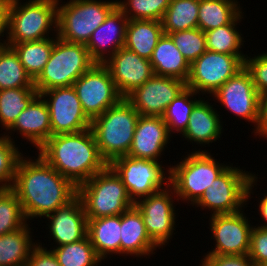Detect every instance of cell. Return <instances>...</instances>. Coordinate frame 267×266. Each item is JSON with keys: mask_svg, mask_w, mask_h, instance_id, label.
<instances>
[{"mask_svg": "<svg viewBox=\"0 0 267 266\" xmlns=\"http://www.w3.org/2000/svg\"><path fill=\"white\" fill-rule=\"evenodd\" d=\"M12 190L17 194L27 222L34 218L42 221L41 218L77 196V187L37 153L36 158L30 155L20 158Z\"/></svg>", "mask_w": 267, "mask_h": 266, "instance_id": "6da1fadb", "label": "cell"}, {"mask_svg": "<svg viewBox=\"0 0 267 266\" xmlns=\"http://www.w3.org/2000/svg\"><path fill=\"white\" fill-rule=\"evenodd\" d=\"M36 152L76 187L108 166L91 128L51 136Z\"/></svg>", "mask_w": 267, "mask_h": 266, "instance_id": "7a4b0ae2", "label": "cell"}, {"mask_svg": "<svg viewBox=\"0 0 267 266\" xmlns=\"http://www.w3.org/2000/svg\"><path fill=\"white\" fill-rule=\"evenodd\" d=\"M57 19L58 0H9L7 43L55 37Z\"/></svg>", "mask_w": 267, "mask_h": 266, "instance_id": "3957f363", "label": "cell"}, {"mask_svg": "<svg viewBox=\"0 0 267 266\" xmlns=\"http://www.w3.org/2000/svg\"><path fill=\"white\" fill-rule=\"evenodd\" d=\"M182 155L180 162L166 166L170 168L169 184L175 191L178 201L194 204L212 186L217 178L228 166L213 157L206 149L193 150ZM189 153V154H188ZM212 154V155H211Z\"/></svg>", "mask_w": 267, "mask_h": 266, "instance_id": "277c9868", "label": "cell"}, {"mask_svg": "<svg viewBox=\"0 0 267 266\" xmlns=\"http://www.w3.org/2000/svg\"><path fill=\"white\" fill-rule=\"evenodd\" d=\"M139 117V112L122 98L91 121L100 154L108 164L117 157L128 155Z\"/></svg>", "mask_w": 267, "mask_h": 266, "instance_id": "5b68a950", "label": "cell"}, {"mask_svg": "<svg viewBox=\"0 0 267 266\" xmlns=\"http://www.w3.org/2000/svg\"><path fill=\"white\" fill-rule=\"evenodd\" d=\"M258 174L248 172L230 164L208 187L195 208L211 211L216 214H231L247 207V202L253 198V188L257 186ZM255 185V186H254Z\"/></svg>", "mask_w": 267, "mask_h": 266, "instance_id": "8992f818", "label": "cell"}, {"mask_svg": "<svg viewBox=\"0 0 267 266\" xmlns=\"http://www.w3.org/2000/svg\"><path fill=\"white\" fill-rule=\"evenodd\" d=\"M87 219L121 215L134 206L123 181L108 165L77 187Z\"/></svg>", "mask_w": 267, "mask_h": 266, "instance_id": "52a82bcc", "label": "cell"}, {"mask_svg": "<svg viewBox=\"0 0 267 266\" xmlns=\"http://www.w3.org/2000/svg\"><path fill=\"white\" fill-rule=\"evenodd\" d=\"M116 6V0H58L57 36L66 42L86 45Z\"/></svg>", "mask_w": 267, "mask_h": 266, "instance_id": "ba28073f", "label": "cell"}, {"mask_svg": "<svg viewBox=\"0 0 267 266\" xmlns=\"http://www.w3.org/2000/svg\"><path fill=\"white\" fill-rule=\"evenodd\" d=\"M94 62L84 44L70 43L54 37V46L44 69L34 80L38 93L71 86Z\"/></svg>", "mask_w": 267, "mask_h": 266, "instance_id": "9c48e42d", "label": "cell"}, {"mask_svg": "<svg viewBox=\"0 0 267 266\" xmlns=\"http://www.w3.org/2000/svg\"><path fill=\"white\" fill-rule=\"evenodd\" d=\"M108 165L123 181L134 203L169 185L170 168L165 169L162 161L120 156Z\"/></svg>", "mask_w": 267, "mask_h": 266, "instance_id": "30bf717a", "label": "cell"}, {"mask_svg": "<svg viewBox=\"0 0 267 266\" xmlns=\"http://www.w3.org/2000/svg\"><path fill=\"white\" fill-rule=\"evenodd\" d=\"M246 56L207 50L190 65L186 87L210 98L228 79L245 67Z\"/></svg>", "mask_w": 267, "mask_h": 266, "instance_id": "8fae6325", "label": "cell"}, {"mask_svg": "<svg viewBox=\"0 0 267 266\" xmlns=\"http://www.w3.org/2000/svg\"><path fill=\"white\" fill-rule=\"evenodd\" d=\"M174 198V199H173ZM178 198L169 184L164 189L139 199L135 205L139 209L146 231L152 241L163 249L174 237L176 231L175 201Z\"/></svg>", "mask_w": 267, "mask_h": 266, "instance_id": "7c38bea8", "label": "cell"}, {"mask_svg": "<svg viewBox=\"0 0 267 266\" xmlns=\"http://www.w3.org/2000/svg\"><path fill=\"white\" fill-rule=\"evenodd\" d=\"M72 86L91 121L123 98L104 64L94 63Z\"/></svg>", "mask_w": 267, "mask_h": 266, "instance_id": "4fadbf2b", "label": "cell"}, {"mask_svg": "<svg viewBox=\"0 0 267 266\" xmlns=\"http://www.w3.org/2000/svg\"><path fill=\"white\" fill-rule=\"evenodd\" d=\"M244 209L231 214H216L209 217V229L214 248L205 255H244L249 253L251 225ZM215 239V240H214Z\"/></svg>", "mask_w": 267, "mask_h": 266, "instance_id": "5bb4252c", "label": "cell"}, {"mask_svg": "<svg viewBox=\"0 0 267 266\" xmlns=\"http://www.w3.org/2000/svg\"><path fill=\"white\" fill-rule=\"evenodd\" d=\"M39 95L49 110L52 136L91 128V120L84 113L72 85L46 90Z\"/></svg>", "mask_w": 267, "mask_h": 266, "instance_id": "9a60e30c", "label": "cell"}, {"mask_svg": "<svg viewBox=\"0 0 267 266\" xmlns=\"http://www.w3.org/2000/svg\"><path fill=\"white\" fill-rule=\"evenodd\" d=\"M211 100L240 119L254 124L256 130L259 120L260 95L255 88L250 72L244 67L235 76L228 79L214 94Z\"/></svg>", "mask_w": 267, "mask_h": 266, "instance_id": "2e32d148", "label": "cell"}, {"mask_svg": "<svg viewBox=\"0 0 267 266\" xmlns=\"http://www.w3.org/2000/svg\"><path fill=\"white\" fill-rule=\"evenodd\" d=\"M185 88V81L153 75L125 99L139 112L140 116L162 117L170 102Z\"/></svg>", "mask_w": 267, "mask_h": 266, "instance_id": "e0dca14e", "label": "cell"}, {"mask_svg": "<svg viewBox=\"0 0 267 266\" xmlns=\"http://www.w3.org/2000/svg\"><path fill=\"white\" fill-rule=\"evenodd\" d=\"M104 65L123 98L154 75L150 60L140 57L125 46L118 49Z\"/></svg>", "mask_w": 267, "mask_h": 266, "instance_id": "ac0fdd59", "label": "cell"}, {"mask_svg": "<svg viewBox=\"0 0 267 266\" xmlns=\"http://www.w3.org/2000/svg\"><path fill=\"white\" fill-rule=\"evenodd\" d=\"M46 225L49 235L58 247L71 244L84 239L87 236V216L81 199L76 196L67 205L58 208L47 215ZM57 244V246H56Z\"/></svg>", "mask_w": 267, "mask_h": 266, "instance_id": "d6986e66", "label": "cell"}, {"mask_svg": "<svg viewBox=\"0 0 267 266\" xmlns=\"http://www.w3.org/2000/svg\"><path fill=\"white\" fill-rule=\"evenodd\" d=\"M128 21L116 6L105 21L93 31L85 46L94 63L104 64L118 49L125 46Z\"/></svg>", "mask_w": 267, "mask_h": 266, "instance_id": "ffe728a7", "label": "cell"}, {"mask_svg": "<svg viewBox=\"0 0 267 266\" xmlns=\"http://www.w3.org/2000/svg\"><path fill=\"white\" fill-rule=\"evenodd\" d=\"M171 137L162 117L140 116L127 156L160 161Z\"/></svg>", "mask_w": 267, "mask_h": 266, "instance_id": "44dd1931", "label": "cell"}, {"mask_svg": "<svg viewBox=\"0 0 267 266\" xmlns=\"http://www.w3.org/2000/svg\"><path fill=\"white\" fill-rule=\"evenodd\" d=\"M3 133L12 141L16 132L37 150L52 136L50 114L44 99L38 95L17 117L14 124ZM13 133V136H12Z\"/></svg>", "mask_w": 267, "mask_h": 266, "instance_id": "7402d4cb", "label": "cell"}, {"mask_svg": "<svg viewBox=\"0 0 267 266\" xmlns=\"http://www.w3.org/2000/svg\"><path fill=\"white\" fill-rule=\"evenodd\" d=\"M209 98L203 97L193 108L186 130L182 133V138L190 144L196 143L199 146L208 145L219 141L223 134L222 115L214 108Z\"/></svg>", "mask_w": 267, "mask_h": 266, "instance_id": "603a6c76", "label": "cell"}, {"mask_svg": "<svg viewBox=\"0 0 267 266\" xmlns=\"http://www.w3.org/2000/svg\"><path fill=\"white\" fill-rule=\"evenodd\" d=\"M120 236L121 256L150 258L151 255H155L156 252L154 251L157 248L160 249L148 235L143 218L136 205L121 214Z\"/></svg>", "mask_w": 267, "mask_h": 266, "instance_id": "cb8c5ba5", "label": "cell"}, {"mask_svg": "<svg viewBox=\"0 0 267 266\" xmlns=\"http://www.w3.org/2000/svg\"><path fill=\"white\" fill-rule=\"evenodd\" d=\"M87 220V236L98 257L105 262L113 254L120 256L121 215Z\"/></svg>", "mask_w": 267, "mask_h": 266, "instance_id": "d4e9b609", "label": "cell"}, {"mask_svg": "<svg viewBox=\"0 0 267 266\" xmlns=\"http://www.w3.org/2000/svg\"><path fill=\"white\" fill-rule=\"evenodd\" d=\"M150 63L154 75L173 77L185 82L188 80L190 64L167 34H163L159 39Z\"/></svg>", "mask_w": 267, "mask_h": 266, "instance_id": "484cf974", "label": "cell"}, {"mask_svg": "<svg viewBox=\"0 0 267 266\" xmlns=\"http://www.w3.org/2000/svg\"><path fill=\"white\" fill-rule=\"evenodd\" d=\"M163 34L161 21L129 20L126 28L125 47L140 57L150 60Z\"/></svg>", "mask_w": 267, "mask_h": 266, "instance_id": "4316f807", "label": "cell"}, {"mask_svg": "<svg viewBox=\"0 0 267 266\" xmlns=\"http://www.w3.org/2000/svg\"><path fill=\"white\" fill-rule=\"evenodd\" d=\"M29 222L16 231L0 236V266H25L33 247V228Z\"/></svg>", "mask_w": 267, "mask_h": 266, "instance_id": "83f0119b", "label": "cell"}, {"mask_svg": "<svg viewBox=\"0 0 267 266\" xmlns=\"http://www.w3.org/2000/svg\"><path fill=\"white\" fill-rule=\"evenodd\" d=\"M238 0H199L198 28L203 32L232 23L243 11Z\"/></svg>", "mask_w": 267, "mask_h": 266, "instance_id": "f1b7e54d", "label": "cell"}, {"mask_svg": "<svg viewBox=\"0 0 267 266\" xmlns=\"http://www.w3.org/2000/svg\"><path fill=\"white\" fill-rule=\"evenodd\" d=\"M243 14L244 12L230 24L204 32L206 36V49L227 55H248L241 51L246 41H244V36H242V30H238V23H241L242 18L244 19Z\"/></svg>", "mask_w": 267, "mask_h": 266, "instance_id": "f546056e", "label": "cell"}, {"mask_svg": "<svg viewBox=\"0 0 267 266\" xmlns=\"http://www.w3.org/2000/svg\"><path fill=\"white\" fill-rule=\"evenodd\" d=\"M18 54L26 73L34 81L44 69L54 46V37L23 43H7Z\"/></svg>", "mask_w": 267, "mask_h": 266, "instance_id": "4dcf8cb0", "label": "cell"}, {"mask_svg": "<svg viewBox=\"0 0 267 266\" xmlns=\"http://www.w3.org/2000/svg\"><path fill=\"white\" fill-rule=\"evenodd\" d=\"M202 98L200 94L186 87L170 102L162 118L172 138V134L181 135L186 130L192 110Z\"/></svg>", "mask_w": 267, "mask_h": 266, "instance_id": "1f68e13d", "label": "cell"}, {"mask_svg": "<svg viewBox=\"0 0 267 266\" xmlns=\"http://www.w3.org/2000/svg\"><path fill=\"white\" fill-rule=\"evenodd\" d=\"M39 95L35 87H20L0 90V127L7 130L18 115Z\"/></svg>", "mask_w": 267, "mask_h": 266, "instance_id": "d6a6232c", "label": "cell"}, {"mask_svg": "<svg viewBox=\"0 0 267 266\" xmlns=\"http://www.w3.org/2000/svg\"><path fill=\"white\" fill-rule=\"evenodd\" d=\"M199 0H171L162 26L164 34L198 28Z\"/></svg>", "mask_w": 267, "mask_h": 266, "instance_id": "836d02e7", "label": "cell"}, {"mask_svg": "<svg viewBox=\"0 0 267 266\" xmlns=\"http://www.w3.org/2000/svg\"><path fill=\"white\" fill-rule=\"evenodd\" d=\"M35 87L34 81L26 73L18 54L11 46L0 47V90Z\"/></svg>", "mask_w": 267, "mask_h": 266, "instance_id": "e575fe53", "label": "cell"}, {"mask_svg": "<svg viewBox=\"0 0 267 266\" xmlns=\"http://www.w3.org/2000/svg\"><path fill=\"white\" fill-rule=\"evenodd\" d=\"M52 248L60 266H101L102 260L88 236L78 242Z\"/></svg>", "mask_w": 267, "mask_h": 266, "instance_id": "d590c367", "label": "cell"}, {"mask_svg": "<svg viewBox=\"0 0 267 266\" xmlns=\"http://www.w3.org/2000/svg\"><path fill=\"white\" fill-rule=\"evenodd\" d=\"M128 20L162 21L171 0H116Z\"/></svg>", "mask_w": 267, "mask_h": 266, "instance_id": "8d00e7d4", "label": "cell"}, {"mask_svg": "<svg viewBox=\"0 0 267 266\" xmlns=\"http://www.w3.org/2000/svg\"><path fill=\"white\" fill-rule=\"evenodd\" d=\"M27 223L17 194L12 190L0 191V236L18 230Z\"/></svg>", "mask_w": 267, "mask_h": 266, "instance_id": "74e56055", "label": "cell"}, {"mask_svg": "<svg viewBox=\"0 0 267 266\" xmlns=\"http://www.w3.org/2000/svg\"><path fill=\"white\" fill-rule=\"evenodd\" d=\"M15 141L0 134V191L12 189L17 164L26 154L21 153Z\"/></svg>", "mask_w": 267, "mask_h": 266, "instance_id": "f35d334b", "label": "cell"}, {"mask_svg": "<svg viewBox=\"0 0 267 266\" xmlns=\"http://www.w3.org/2000/svg\"><path fill=\"white\" fill-rule=\"evenodd\" d=\"M168 35L190 65L207 51L206 36L200 28L177 31Z\"/></svg>", "mask_w": 267, "mask_h": 266, "instance_id": "ab89813d", "label": "cell"}, {"mask_svg": "<svg viewBox=\"0 0 267 266\" xmlns=\"http://www.w3.org/2000/svg\"><path fill=\"white\" fill-rule=\"evenodd\" d=\"M245 68L250 72L259 95L267 93V52L246 56Z\"/></svg>", "mask_w": 267, "mask_h": 266, "instance_id": "60d3db41", "label": "cell"}, {"mask_svg": "<svg viewBox=\"0 0 267 266\" xmlns=\"http://www.w3.org/2000/svg\"><path fill=\"white\" fill-rule=\"evenodd\" d=\"M248 256L256 266L267 262V228L253 226Z\"/></svg>", "mask_w": 267, "mask_h": 266, "instance_id": "b9f144b4", "label": "cell"}, {"mask_svg": "<svg viewBox=\"0 0 267 266\" xmlns=\"http://www.w3.org/2000/svg\"><path fill=\"white\" fill-rule=\"evenodd\" d=\"M200 266H256L248 254L244 255H203Z\"/></svg>", "mask_w": 267, "mask_h": 266, "instance_id": "7bdbcfd3", "label": "cell"}, {"mask_svg": "<svg viewBox=\"0 0 267 266\" xmlns=\"http://www.w3.org/2000/svg\"><path fill=\"white\" fill-rule=\"evenodd\" d=\"M33 247L25 266H60L53 251L39 242ZM45 247V248H44Z\"/></svg>", "mask_w": 267, "mask_h": 266, "instance_id": "ee69618b", "label": "cell"}, {"mask_svg": "<svg viewBox=\"0 0 267 266\" xmlns=\"http://www.w3.org/2000/svg\"><path fill=\"white\" fill-rule=\"evenodd\" d=\"M253 133L255 138L259 136L267 140V93L260 95L259 120Z\"/></svg>", "mask_w": 267, "mask_h": 266, "instance_id": "f6af8a7d", "label": "cell"}, {"mask_svg": "<svg viewBox=\"0 0 267 266\" xmlns=\"http://www.w3.org/2000/svg\"><path fill=\"white\" fill-rule=\"evenodd\" d=\"M8 8L9 0H0V46L7 45Z\"/></svg>", "mask_w": 267, "mask_h": 266, "instance_id": "bcb514c9", "label": "cell"}, {"mask_svg": "<svg viewBox=\"0 0 267 266\" xmlns=\"http://www.w3.org/2000/svg\"><path fill=\"white\" fill-rule=\"evenodd\" d=\"M259 205V206H258ZM258 208V214L262 218L261 222L265 221L263 224H256L255 226L261 227V228H267V193L263 194V197L261 198L260 202L258 201L257 204Z\"/></svg>", "mask_w": 267, "mask_h": 266, "instance_id": "7dc6e473", "label": "cell"}, {"mask_svg": "<svg viewBox=\"0 0 267 266\" xmlns=\"http://www.w3.org/2000/svg\"><path fill=\"white\" fill-rule=\"evenodd\" d=\"M259 266H267V262L266 263H263L262 265H259Z\"/></svg>", "mask_w": 267, "mask_h": 266, "instance_id": "c3c4849f", "label": "cell"}]
</instances>
